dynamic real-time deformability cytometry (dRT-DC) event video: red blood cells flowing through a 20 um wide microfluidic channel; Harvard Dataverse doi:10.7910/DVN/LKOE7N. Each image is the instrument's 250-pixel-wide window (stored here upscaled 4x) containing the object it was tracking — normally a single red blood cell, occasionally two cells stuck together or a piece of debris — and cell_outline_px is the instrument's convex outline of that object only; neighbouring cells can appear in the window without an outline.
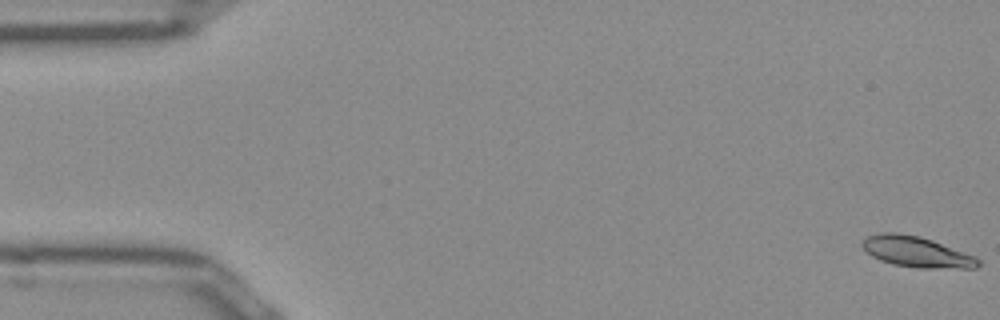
{"species": "Egyptian fruit bat (a non-hibernating species)", "species_latin": "Rousettus aegyptiacus", "temperature_condition": "room temperature", "stored_images_in_passage": 52, "camera_frame_rate_fps": 3000, "um_per_image_px": 0.085, "frame": {"image": 1, "passage_image": 1, "time_ms": 0.0, "image_size_px": [1000, 320], "cell_outline_px": [[980, 264], [976, 268], [920, 268], [892, 264], [880, 260], [872, 256], [860, 244], [860, 240], [868, 236], [880, 232], [896, 232], [920, 236], [932, 240], [976, 256], [980, 260]], "centroid_in_image_um": [77.89, 21.4], "position_along_channel_um": 7.1, "area_um2": 20.87}}
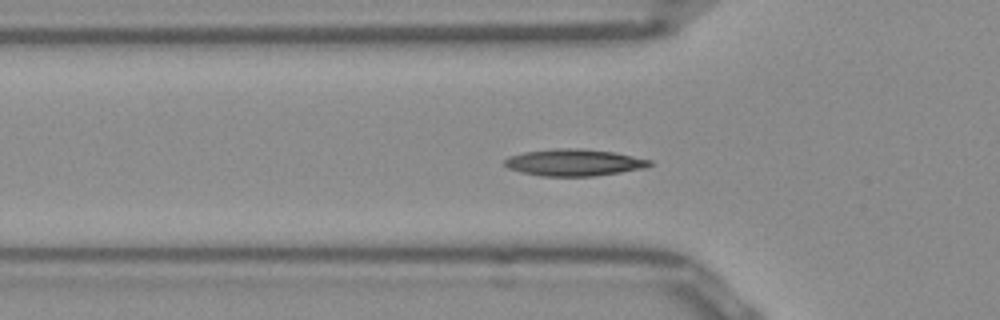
{"frame": {"image": 2, "passage_image": 17, "time_ms": 5.333, "image_size_px": [1000, 320], "cell_outline_px": [[652, 164], [644, 168], [596, 176], [540, 176], [508, 168], [504, 164], [504, 160], [512, 156], [524, 152], [552, 148], [580, 148], [612, 152], [652, 160]], "centroid_in_image_um": [48.8, 13.81], "position_along_channel_um": 77.0, "area_um2": 22.48}}
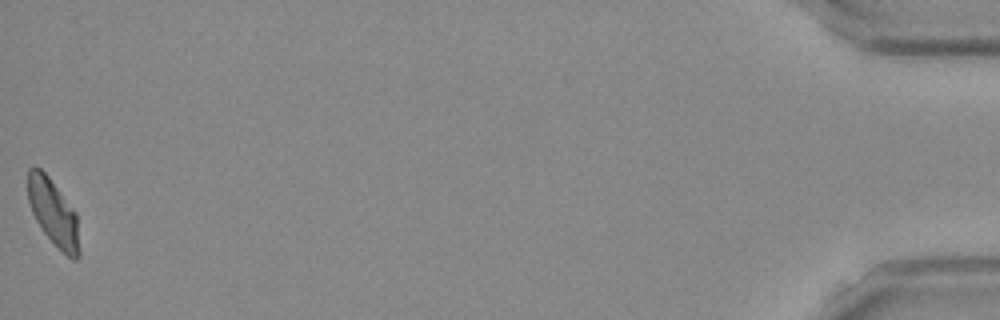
{"frame": {"image": 3, "passage_image": 52, "time_ms": 17.0, "image_size_px": [1000, 320], "cell_outline_px": [[80, 256], [76, 260], [72, 260], [44, 232], [36, 220], [32, 212], [28, 200], [28, 168], [40, 168], [48, 176], [76, 212], [80, 252]], "centroid_in_image_um": [4.55, 18.08], "position_along_channel_um": 430.7, "area_um2": 19.54}, "authors_computed_cell_mechanics": {"area_um2": 20.3745, "velocity_mm_per_s": 3.9115, "shape_relaxation_time_tau1_ms": 3.8851, "shape_relaxation_time_tau2_ms": 1.2244, "deformation_change_tau1": 0.1325, "deformation_change_tau2": 0.0585}}